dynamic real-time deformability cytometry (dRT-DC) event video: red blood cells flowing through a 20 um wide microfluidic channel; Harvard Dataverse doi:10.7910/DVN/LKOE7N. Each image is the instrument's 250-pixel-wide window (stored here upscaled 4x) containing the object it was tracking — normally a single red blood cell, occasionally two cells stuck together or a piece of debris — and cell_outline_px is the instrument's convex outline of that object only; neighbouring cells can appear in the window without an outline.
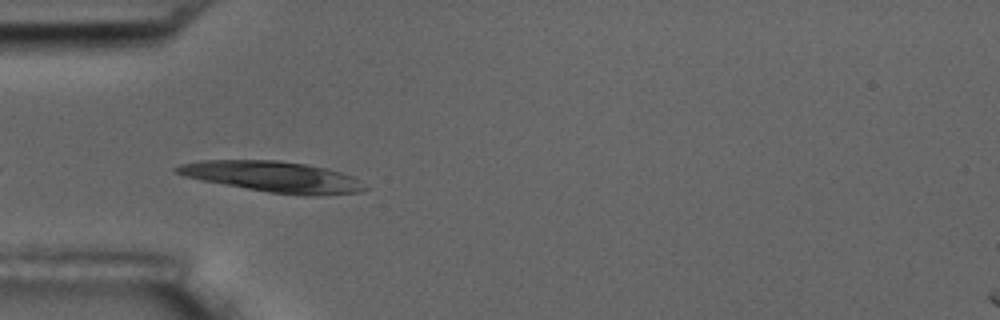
{"species": "common noctule bat (a hibernating species)", "species_latin": "Nyctalus noctula", "temperature_condition": "room temperature", "stored_images_in_passage": 5, "camera_frame_rate_fps": 3000, "um_per_image_px": 0.085, "animal": {"sex": "male", "body_mass_g": 17.5, "forearm_length_mm": 52.3}, "frame": {"image": 1, "passage_image": 5, "time_ms": 4.667, "image_size_px": [1000, 320], "cell_outline_px": [[368, 188], [356, 192], [316, 196], [304, 196], [268, 192], [200, 180], [184, 176], [176, 172], [172, 168], [180, 164], [200, 160], [280, 160], [328, 168], [352, 176], [360, 180]], "centroid_in_image_um": [23.19, 15.02], "position_along_channel_um": 61.8, "area_um2": 33.81}}